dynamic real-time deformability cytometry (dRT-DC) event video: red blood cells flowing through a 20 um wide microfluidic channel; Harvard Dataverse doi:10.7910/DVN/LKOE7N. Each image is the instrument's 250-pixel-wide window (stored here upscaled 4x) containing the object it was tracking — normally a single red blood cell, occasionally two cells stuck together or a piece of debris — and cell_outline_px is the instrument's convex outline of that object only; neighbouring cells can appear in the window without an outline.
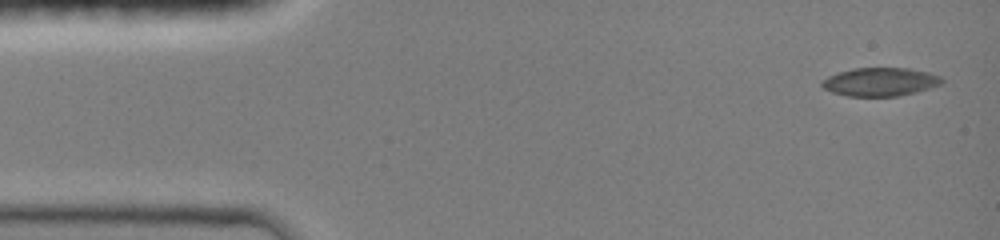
{"species": "common noctule bat (a hibernating species)", "species_latin": "Nyctalus noctula", "temperature_condition": "room temperature", "stored_images_in_passage": 4, "camera_frame_rate_fps": 3000, "um_per_image_px": 0.085, "animal": {"sex": "female", "body_mass_g": 19.0, "forearm_length_mm": 51.5}, "frame": {"image": 1, "passage_image": 1, "time_ms": 0.0, "image_size_px": [1000, 240], "cell_outline_px": [[944, 80], [940, 84], [916, 92], [900, 96], [848, 96], [832, 92], [824, 88], [820, 84], [820, 80], [828, 76], [852, 68], [908, 68], [928, 72], [940, 76]], "centroid_in_image_um": [74.79, 6.95], "position_along_channel_um": 10.2, "area_um2": 19.83}}